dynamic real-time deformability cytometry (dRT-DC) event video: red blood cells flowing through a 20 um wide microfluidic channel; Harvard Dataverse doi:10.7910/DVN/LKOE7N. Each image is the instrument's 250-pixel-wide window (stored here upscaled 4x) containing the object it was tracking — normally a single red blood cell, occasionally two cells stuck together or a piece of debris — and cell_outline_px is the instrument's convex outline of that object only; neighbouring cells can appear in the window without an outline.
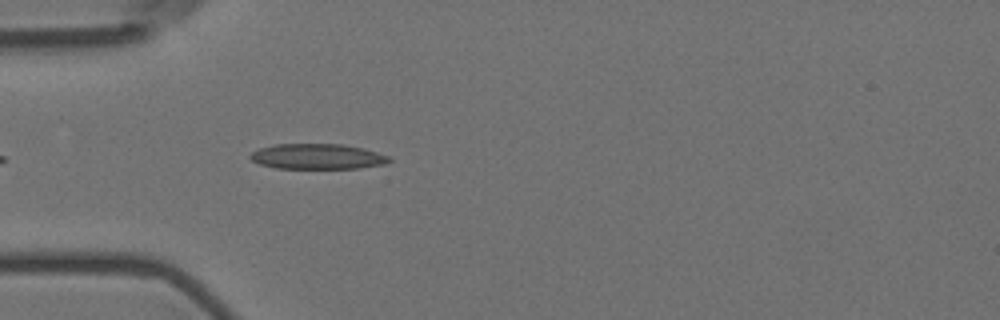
{"species": "Egyptian fruit bat (a non-hibernating species)", "species_latin": "Rousettus aegyptiacus", "temperature_condition": "room temperature", "stored_images_in_passage": 7, "camera_frame_rate_fps": 3000, "um_per_image_px": 0.085, "animal": {"sex": "female"}, "frame": {"image": 1, "passage_image": 4, "time_ms": 1.0, "image_size_px": [1000, 320], "cell_outline_px": [[392, 160], [384, 164], [356, 168], [276, 168], [260, 164], [252, 160], [248, 156], [252, 152], [260, 148], [276, 144], [344, 144], [364, 148], [388, 156]], "centroid_in_image_um": [26.97, 13.29], "position_along_channel_um": 58.0, "area_um2": 20.4}}